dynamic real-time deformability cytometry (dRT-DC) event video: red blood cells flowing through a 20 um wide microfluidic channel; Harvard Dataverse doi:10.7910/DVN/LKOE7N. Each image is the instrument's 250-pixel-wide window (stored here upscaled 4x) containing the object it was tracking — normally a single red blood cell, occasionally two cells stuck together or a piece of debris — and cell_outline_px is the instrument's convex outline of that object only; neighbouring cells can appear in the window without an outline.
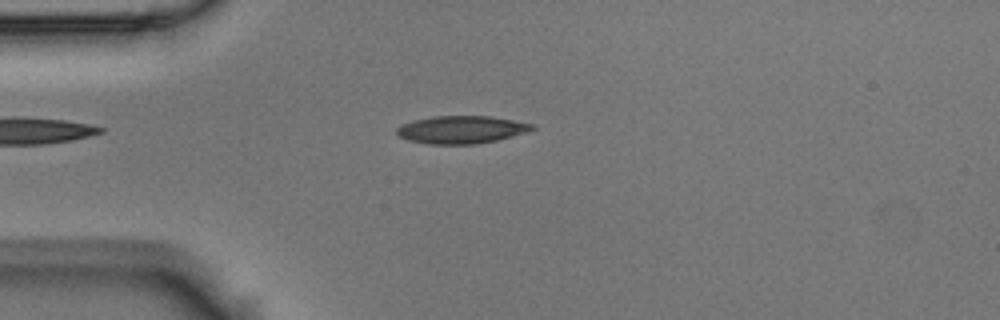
{"species": "Egyptian fruit bat (a non-hibernating species)", "species_latin": "Rousettus aegyptiacus", "temperature_condition": "room temperature", "stored_images_in_passage": 5, "camera_frame_rate_fps": 3000, "um_per_image_px": 0.085, "animal": {"sex": "male"}, "frame": {"image": 1, "passage_image": 3, "time_ms": 0.667, "image_size_px": [1000, 320], "cell_outline_px": [[536, 128], [528, 132], [496, 140], [476, 144], [428, 144], [408, 140], [400, 136], [396, 132], [396, 128], [412, 120], [432, 116], [492, 116], [536, 124]], "centroid_in_image_um": [39.25, 11.01], "position_along_channel_um": 45.7, "area_um2": 21.96}}
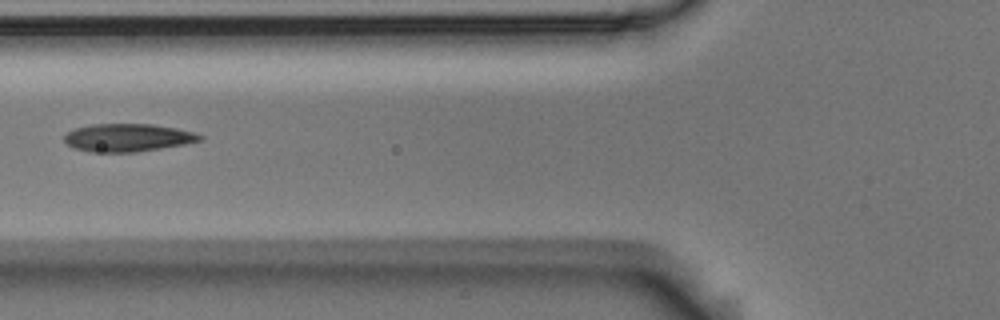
{"frame": {"image": 2, "passage_image": 5, "time_ms": 1.333, "image_size_px": [1000, 320], "cell_outline_px": [[204, 136], [200, 140], [184, 144], [136, 152], [92, 152], [72, 148], [64, 140], [64, 136], [68, 132], [76, 128], [92, 124], [152, 124], [176, 128], [192, 132]], "centroid_in_image_um": [10.83, 11.7], "position_along_channel_um": 115.0, "area_um2": 21.85}}